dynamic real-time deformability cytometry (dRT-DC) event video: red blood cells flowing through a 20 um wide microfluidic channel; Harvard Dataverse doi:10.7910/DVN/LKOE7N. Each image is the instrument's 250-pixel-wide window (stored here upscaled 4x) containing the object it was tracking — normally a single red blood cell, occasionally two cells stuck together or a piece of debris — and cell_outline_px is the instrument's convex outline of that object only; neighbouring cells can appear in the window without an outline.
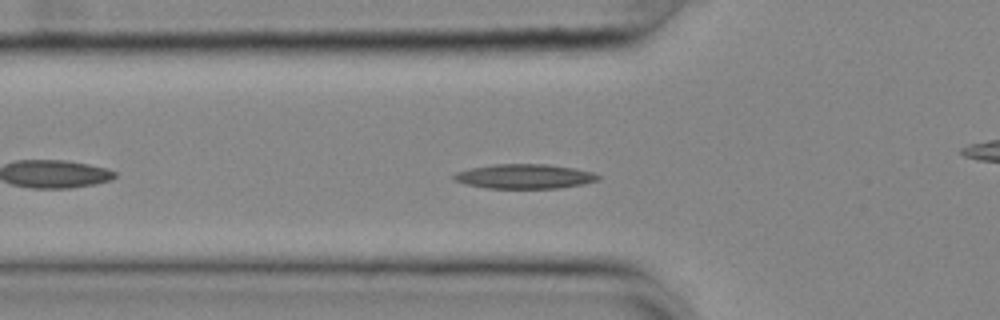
{"species": "common noctule bat (a hibernating species)", "species_latin": "Nyctalus noctula", "temperature_condition": "cold", "stored_images_in_passage": 40, "camera_frame_rate_fps": 3000, "um_per_image_px": 0.085, "animal": {"sex": "female", "body_mass_g": 25.1}, "frame": {"image": 1, "passage_image": 3, "time_ms": 0.667, "image_size_px": [1000, 320], "cell_outline_px": [[600, 180], [584, 184], [560, 188], [488, 188], [464, 184], [452, 180], [452, 176], [456, 172], [468, 168], [492, 164], [548, 164], [572, 168], [592, 172], [600, 176]], "centroid_in_image_um": [44.54, 14.99], "position_along_channel_um": 81.3, "area_um2": 20.81}}
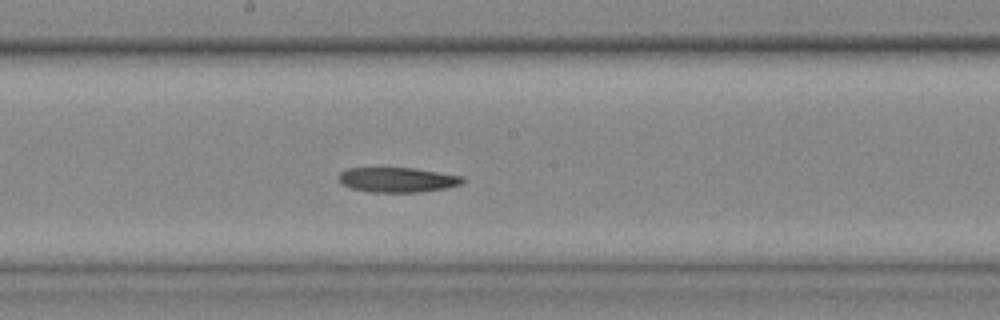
{"frame": {"image": 2, "passage_image": 14, "time_ms": 4.333, "image_size_px": [1000, 320], "cell_outline_px": [[464, 180], [460, 184], [448, 188], [420, 192], [368, 192], [352, 188], [344, 184], [336, 176], [340, 172], [348, 168], [416, 168], [464, 176]], "centroid_in_image_um": [33.81, 15.28], "position_along_channel_um": 214.4, "area_um2": 18.03}}
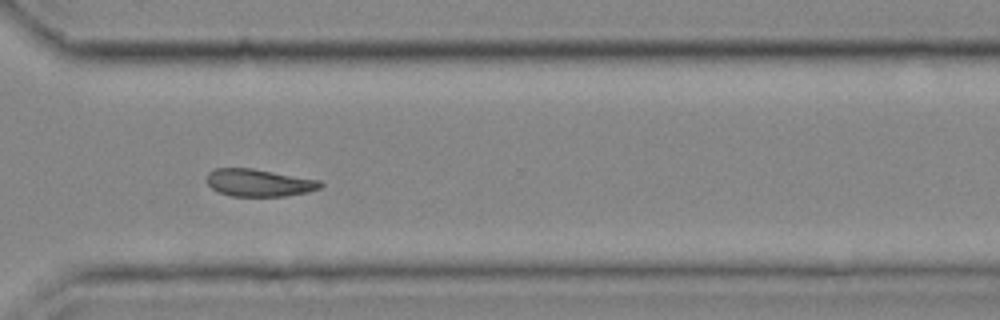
{"frame": {"image": 3, "passage_image": 25, "time_ms": 8.0, "image_size_px": [1000, 320], "cell_outline_px": [[324, 184], [320, 188], [308, 192], [284, 196], [232, 196], [220, 192], [212, 188], [208, 184], [208, 172], [216, 168], [252, 168], [320, 180]], "centroid_in_image_um": [22.04, 15.53], "position_along_channel_um": 348.6, "area_um2": 18.03}}